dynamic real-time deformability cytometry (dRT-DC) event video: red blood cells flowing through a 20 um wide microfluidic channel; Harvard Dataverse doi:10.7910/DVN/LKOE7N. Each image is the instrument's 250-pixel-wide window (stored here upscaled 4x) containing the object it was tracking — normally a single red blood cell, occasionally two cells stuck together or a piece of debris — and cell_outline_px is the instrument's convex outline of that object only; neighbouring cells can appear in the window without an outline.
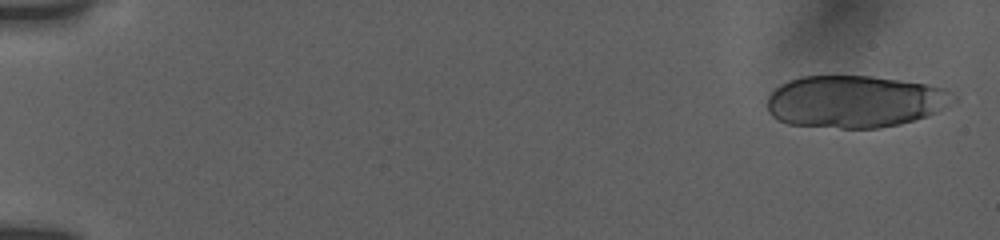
{"species": "human", "species_latin": "Homo sapiens", "temperature_condition": "room temperature", "stored_images_in_passage": 52, "segment_of_instrument_passage": [1, 2], "camera_frame_rate_fps": 3000, "um_per_image_px": 0.085, "donor": {"sex": "female"}, "frame": {"image": 1, "passage_image": 2, "time_ms": 0.333, "image_size_px": [1000, 240], "cell_outline_px": [[956, 100], [948, 108], [928, 116], [900, 124], [880, 128], [840, 128], [788, 124], [772, 116], [768, 112], [768, 96], [780, 84], [788, 80], [800, 76], [872, 76], [928, 84], [944, 88], [952, 92], [956, 96]], "centroid_in_image_um": [72.71, 8.63], "position_along_channel_um": 12.3, "area_um2": 57.11}}